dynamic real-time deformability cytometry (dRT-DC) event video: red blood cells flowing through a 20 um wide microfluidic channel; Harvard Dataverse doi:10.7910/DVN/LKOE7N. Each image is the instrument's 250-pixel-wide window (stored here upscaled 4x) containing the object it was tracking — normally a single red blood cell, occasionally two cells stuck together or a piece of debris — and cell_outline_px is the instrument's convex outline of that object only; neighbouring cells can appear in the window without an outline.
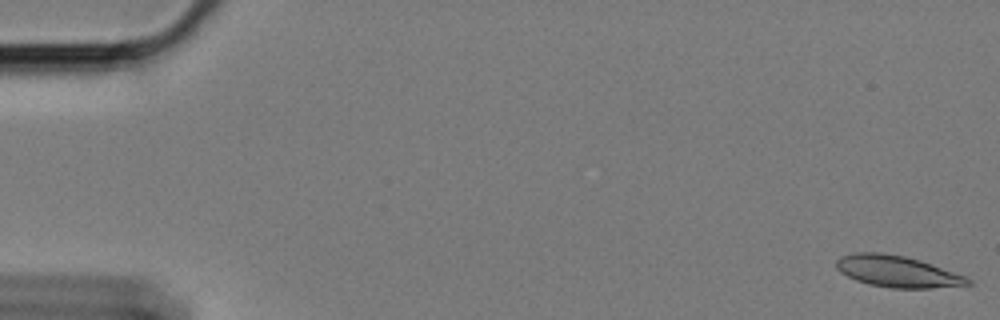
{"species": "Egyptian fruit bat (a non-hibernating species)", "species_latin": "Rousettus aegyptiacus", "temperature_condition": "cold", "stored_images_in_passage": 21, "camera_frame_rate_fps": 3000, "um_per_image_px": 0.085, "animal": {"sex": "female"}, "frame": {"image": 1, "passage_image": 1, "time_ms": 0.0, "image_size_px": [1000, 320], "cell_outline_px": [[972, 284], [928, 288], [892, 288], [868, 284], [856, 280], [840, 272], [836, 268], [836, 260], [840, 256], [852, 252], [880, 252], [904, 256], [920, 260], [968, 276], [972, 280]], "centroid_in_image_um": [76.27, 23.06], "position_along_channel_um": 8.7, "area_um2": 24.28}}
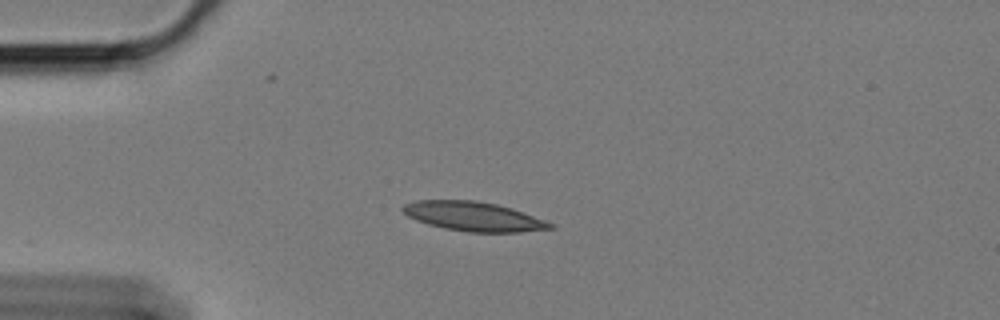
{"frame": {"image": 2, "passage_image": 15, "time_ms": 4.667, "image_size_px": [1000, 320], "cell_outline_px": [[556, 228], [520, 232], [468, 232], [444, 228], [428, 224], [416, 220], [408, 216], [400, 208], [404, 204], [416, 200], [476, 200], [496, 204], [512, 208], [556, 224]], "centroid_in_image_um": [40.27, 18.39], "position_along_channel_um": 44.7, "area_um2": 25.26}}
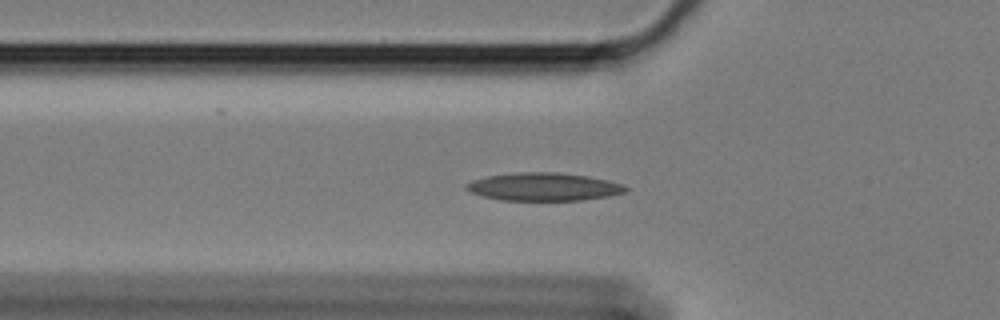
{"frame": {"image": 3, "passage_image": 20, "time_ms": 6.333, "image_size_px": [1000, 320], "cell_outline_px": [[632, 188], [624, 192], [608, 196], [584, 200], [500, 200], [480, 196], [464, 188], [464, 184], [472, 180], [488, 176], [520, 172], [556, 172], [588, 176], [608, 180]], "centroid_in_image_um": [46.2, 15.88], "position_along_channel_um": 79.6, "area_um2": 26.01}}